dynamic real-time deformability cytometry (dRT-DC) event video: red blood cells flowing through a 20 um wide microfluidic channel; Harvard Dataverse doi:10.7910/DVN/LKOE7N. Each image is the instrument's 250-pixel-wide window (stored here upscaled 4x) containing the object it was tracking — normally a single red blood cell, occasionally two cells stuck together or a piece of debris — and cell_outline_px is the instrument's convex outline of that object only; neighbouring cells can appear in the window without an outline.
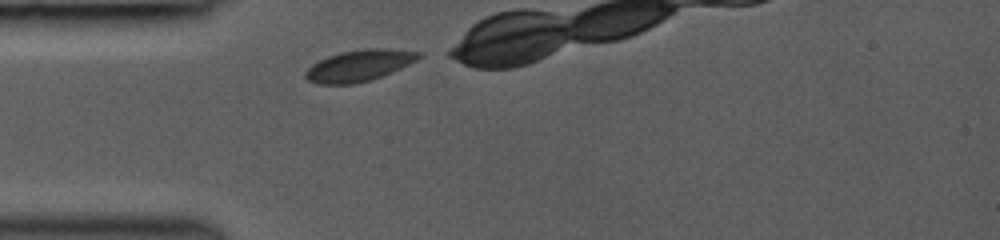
{"species": "common noctule bat (a hibernating species)", "species_latin": "Nyctalus noctula", "temperature_condition": "room temperature", "stored_images_in_passage": 24, "camera_frame_rate_fps": 3000, "um_per_image_px": 0.085, "animal": {"sex": "female", "body_mass_g": 19.0, "forearm_length_mm": 53.3}, "frame": {"image": 1, "passage_image": 1, "time_ms": 0.0, "image_size_px": [1000, 240], "cell_outline_px": [[424, 56], [392, 72], [368, 80], [352, 84], [316, 84], [308, 80], [304, 76], [304, 72], [312, 64], [328, 56], [340, 52], [364, 48], [384, 48], [424, 52]], "centroid_in_image_um": [30.53, 5.56], "position_along_channel_um": 54.5, "area_um2": 20.69}}
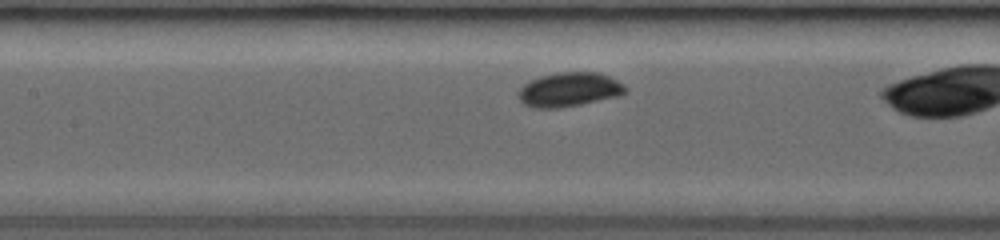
{"frame": {"image": 2, "passage_image": 8, "time_ms": 2.667, "image_size_px": [1000, 240], "cell_outline_px": [[628, 88], [620, 96], [560, 108], [532, 108], [524, 104], [520, 100], [516, 92], [524, 84], [540, 76], [556, 72], [596, 72], [608, 76], [624, 84]], "centroid_in_image_um": [48.36, 7.62], "position_along_channel_um": 159.0, "area_um2": 21.39}}
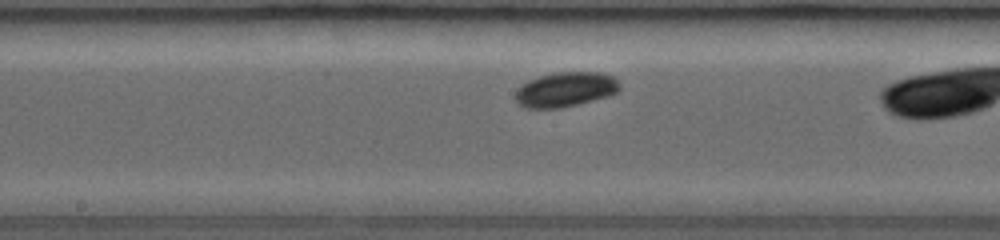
{"frame": {"image": 3, "passage_image": 11, "time_ms": 3.667, "image_size_px": [1000, 240], "cell_outline_px": [[620, 88], [616, 92], [608, 96], [560, 108], [524, 108], [516, 100], [516, 88], [528, 80], [552, 72], [600, 72], [616, 76], [620, 84]], "centroid_in_image_um": [48.08, 7.58], "position_along_channel_um": 200.1, "area_um2": 21.21}}